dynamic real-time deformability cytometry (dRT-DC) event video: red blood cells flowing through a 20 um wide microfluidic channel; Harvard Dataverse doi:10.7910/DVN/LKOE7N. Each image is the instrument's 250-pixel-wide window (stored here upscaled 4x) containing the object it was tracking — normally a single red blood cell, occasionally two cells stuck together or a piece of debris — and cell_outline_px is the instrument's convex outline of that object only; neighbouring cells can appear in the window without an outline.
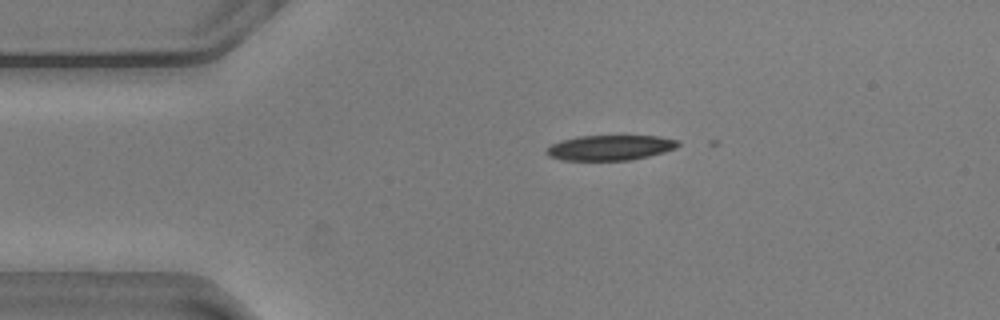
{"species": "common noctule bat (a hibernating species)", "species_latin": "Nyctalus noctula", "temperature_condition": "warm", "stored_images_in_passage": 2, "camera_frame_rate_fps": 3000, "um_per_image_px": 0.085, "animal": {"sex": "male", "body_mass_g": 20.5, "forearm_length_mm": 52.5}, "frame": {"image": 1, "passage_image": 1, "time_ms": 0.0, "image_size_px": [1000, 320], "cell_outline_px": [[680, 144], [676, 148], [664, 152], [648, 156], [628, 160], [560, 160], [548, 156], [544, 152], [552, 144], [560, 140], [580, 136], [660, 136], [680, 140]], "centroid_in_image_um": [51.86, 12.55], "position_along_channel_um": 33.1, "area_um2": 19.36}}